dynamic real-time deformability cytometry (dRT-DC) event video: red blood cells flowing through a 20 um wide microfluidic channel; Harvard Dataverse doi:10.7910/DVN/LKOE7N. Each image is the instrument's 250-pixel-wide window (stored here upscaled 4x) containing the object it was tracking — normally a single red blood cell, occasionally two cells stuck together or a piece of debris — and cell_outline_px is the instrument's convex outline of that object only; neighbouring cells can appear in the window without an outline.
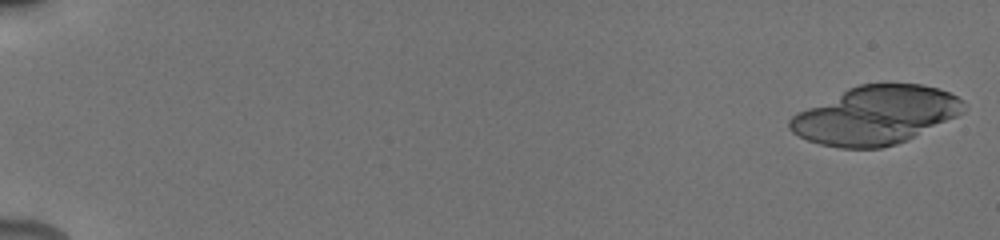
{"species": "human", "species_latin": "Homo sapiens", "temperature_condition": "cold", "stored_images_in_passage": 40, "camera_frame_rate_fps": 3000, "um_per_image_px": 0.085, "donor": {"sex": "male"}, "frame": {"image": 1, "passage_image": 1, "time_ms": 0.0, "image_size_px": [1000, 240], "cell_outline_px": [[964, 112], [956, 116], [896, 144], [880, 148], [840, 148], [820, 144], [808, 140], [792, 132], [788, 128], [788, 120], [796, 112], [848, 88], [860, 84], [920, 84], [940, 88], [964, 100]], "centroid_in_image_um": [74.39, 9.79], "position_along_channel_um": 10.6, "area_um2": 58.61}}